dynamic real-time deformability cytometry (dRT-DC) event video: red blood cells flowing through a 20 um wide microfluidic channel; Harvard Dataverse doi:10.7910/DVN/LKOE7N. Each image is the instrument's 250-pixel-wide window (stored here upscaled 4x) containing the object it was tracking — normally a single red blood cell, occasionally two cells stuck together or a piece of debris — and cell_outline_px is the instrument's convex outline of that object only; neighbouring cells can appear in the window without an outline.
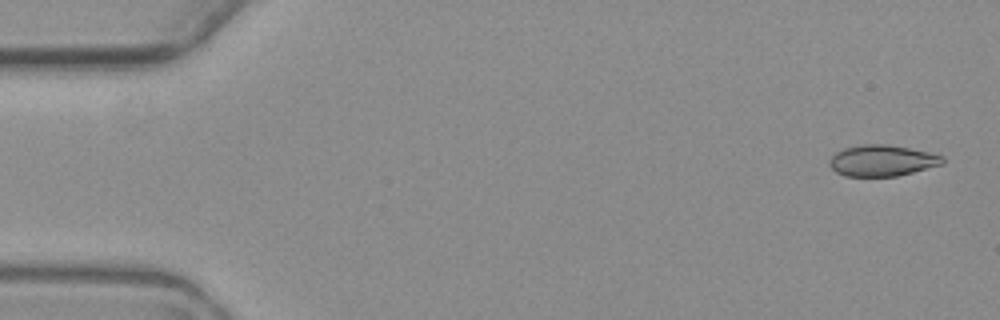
{"species": "common noctule bat (a hibernating species)", "species_latin": "Nyctalus noctula", "temperature_condition": "warm", "stored_images_in_passage": 5, "camera_frame_rate_fps": 3000, "um_per_image_px": 0.085, "animal": {"sex": "female", "body_mass_g": 19.3, "forearm_length_mm": 54.1}, "frame": {"image": 1, "passage_image": 1, "time_ms": 0.0, "image_size_px": [1000, 320], "cell_outline_px": [[944, 160], [940, 164], [912, 172], [896, 176], [844, 176], [836, 172], [828, 164], [828, 160], [836, 152], [844, 148], [864, 144], [888, 144], [928, 152], [944, 156]], "centroid_in_image_um": [74.92, 13.64], "position_along_channel_um": 10.1, "area_um2": 20.35}}
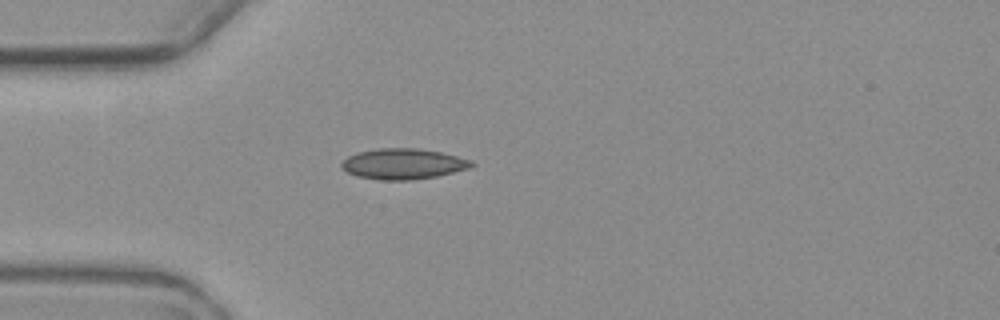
{"frame": {"image": 2, "passage_image": 5, "time_ms": 4.667, "image_size_px": [1000, 320], "cell_outline_px": [[476, 164], [472, 168], [436, 176], [412, 180], [380, 180], [356, 176], [348, 172], [340, 164], [348, 156], [356, 152], [376, 148], [416, 148], [440, 152], [472, 160]], "centroid_in_image_um": [34.29, 13.93], "position_along_channel_um": 50.7, "area_um2": 23.29}}